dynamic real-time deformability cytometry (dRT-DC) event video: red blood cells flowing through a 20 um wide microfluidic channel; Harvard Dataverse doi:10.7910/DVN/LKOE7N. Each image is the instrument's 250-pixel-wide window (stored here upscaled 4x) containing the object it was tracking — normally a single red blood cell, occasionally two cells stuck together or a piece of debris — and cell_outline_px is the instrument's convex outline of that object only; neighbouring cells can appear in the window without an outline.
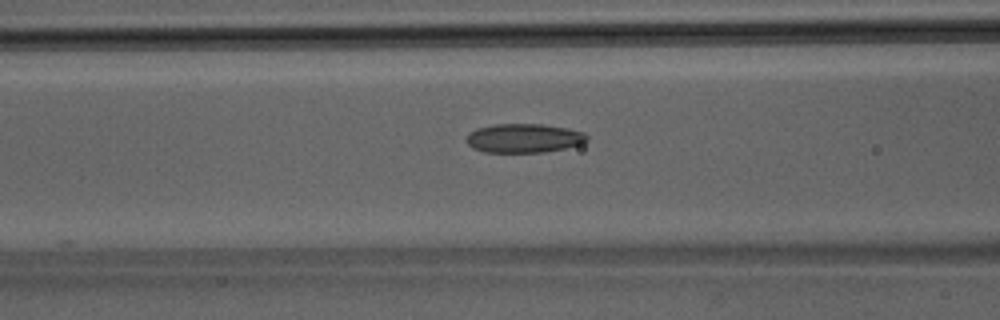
{"species": "Egyptian fruit bat (a non-hibernating species)", "species_latin": "Rousettus aegyptiacus", "temperature_condition": "room temperature", "stored_images_in_passage": 32, "camera_frame_rate_fps": 3000, "um_per_image_px": 0.085, "animal": {"sex": "male"}, "frame": {"image": 1, "passage_image": 11, "time_ms": 3.333, "image_size_px": [1000, 320], "cell_outline_px": [[588, 140], [580, 144], [564, 148], [544, 152], [484, 152], [472, 148], [468, 144], [468, 136], [476, 128], [496, 124], [544, 124], [568, 128], [584, 132], [588, 136]], "centroid_in_image_um": [44.56, 11.74], "position_along_channel_um": 122.0, "area_um2": 20.29}}
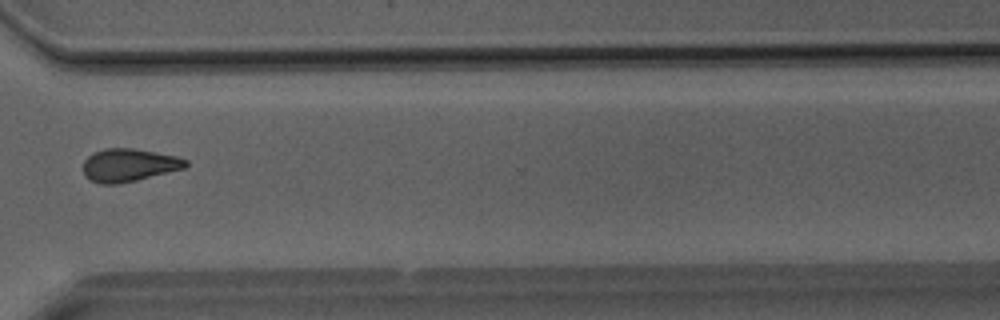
{"frame": {"image": 2, "passage_image": 25, "time_ms": 8.0, "image_size_px": [1000, 320], "cell_outline_px": [[188, 168], [120, 184], [100, 184], [84, 176], [84, 160], [92, 152], [104, 148], [132, 148], [176, 156], [188, 160]], "centroid_in_image_um": [10.98, 14.04], "position_along_channel_um": 359.6, "area_um2": 19.88}}
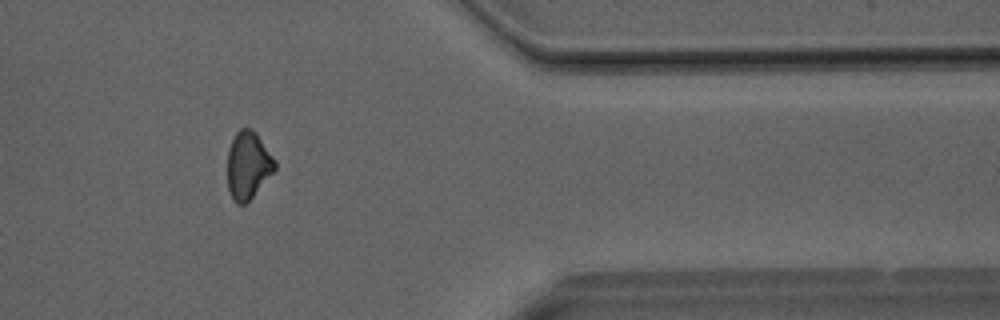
{"frame": {"image": 3, "passage_image": 28, "time_ms": 9.0, "image_size_px": [1000, 320], "cell_outline_px": [[276, 168], [252, 196], [244, 204], [236, 204], [232, 200], [228, 188], [228, 148], [236, 132], [240, 128], [248, 128], [256, 132], [276, 160]], "centroid_in_image_um": [21.07, 14.03], "position_along_channel_um": 390.3, "area_um2": 18.5}}